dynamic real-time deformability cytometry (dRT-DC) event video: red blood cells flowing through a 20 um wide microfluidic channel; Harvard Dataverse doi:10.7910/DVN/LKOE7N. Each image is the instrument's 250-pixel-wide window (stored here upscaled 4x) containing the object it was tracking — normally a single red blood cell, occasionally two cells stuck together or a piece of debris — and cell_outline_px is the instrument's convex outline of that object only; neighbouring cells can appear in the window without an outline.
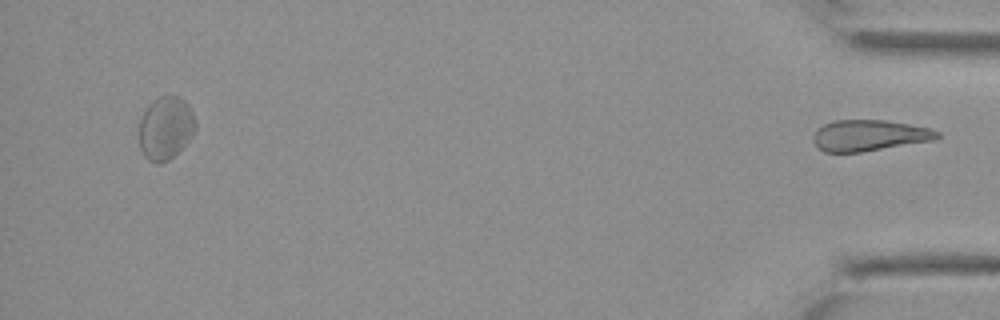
{"species": "Egyptian fruit bat (a non-hibernating species)", "species_latin": "Rousettus aegyptiacus", "temperature_condition": "cold", "stored_images_in_passage": 34, "segment_of_instrument_passage": [2, 2], "camera_frame_rate_fps": 3000, "um_per_image_px": 0.085, "animal": {"sex": "female"}, "frame": {"image": 1, "passage_image": 34, "time_ms": 11.0, "image_size_px": [1000, 320], "cell_outline_px": [[940, 136], [932, 140], [860, 152], [824, 152], [812, 140], [812, 136], [824, 124], [836, 120], [884, 120], [932, 128], [940, 132]], "centroid_in_image_um": [73.89, 11.5], "position_along_channel_um": 361.3, "area_um2": 22.14}}